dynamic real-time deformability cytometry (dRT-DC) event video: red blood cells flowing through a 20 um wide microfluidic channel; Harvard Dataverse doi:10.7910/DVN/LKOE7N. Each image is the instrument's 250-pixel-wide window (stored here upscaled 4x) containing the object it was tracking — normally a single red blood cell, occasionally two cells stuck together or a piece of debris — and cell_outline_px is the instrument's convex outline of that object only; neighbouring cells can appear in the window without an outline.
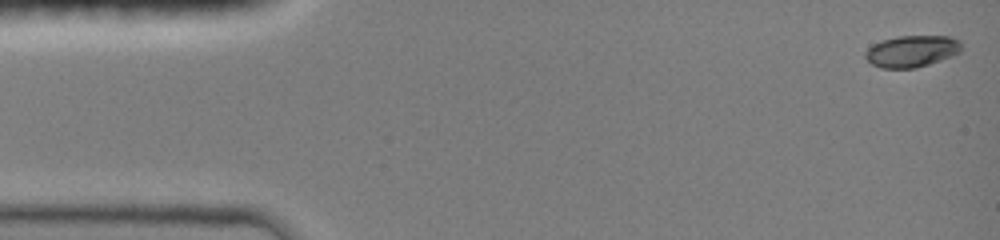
{"species": "common noctule bat (a hibernating species)", "species_latin": "Nyctalus noctula", "temperature_condition": "room temperature", "stored_images_in_passage": 47, "camera_frame_rate_fps": 3000, "um_per_image_px": 0.085, "animal": {"sex": "female", "body_mass_g": 19.0, "forearm_length_mm": 51.5}, "frame": {"image": 1, "passage_image": 1, "time_ms": 0.0, "image_size_px": [1000, 240], "cell_outline_px": [[960, 52], [940, 60], [916, 68], [880, 68], [872, 64], [864, 56], [864, 52], [872, 44], [884, 40], [900, 36], [948, 36], [960, 40]], "centroid_in_image_um": [77.47, 4.35], "position_along_channel_um": 7.5, "area_um2": 17.57}}
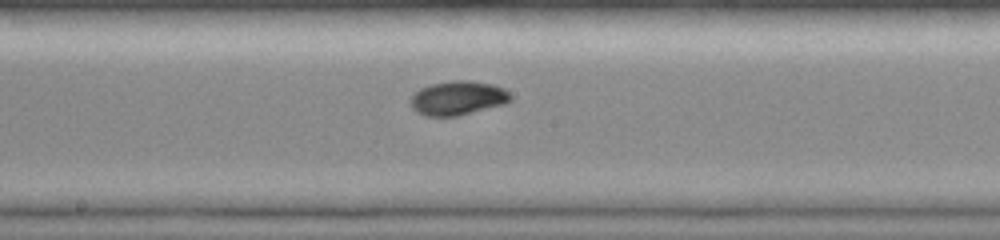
{"frame": {"image": 2, "passage_image": 25, "time_ms": 8.0, "image_size_px": [1000, 240], "cell_outline_px": [[512, 100], [504, 104], [456, 116], [424, 116], [416, 112], [412, 108], [412, 96], [420, 88], [432, 84], [452, 80], [472, 80], [492, 84], [504, 88], [512, 96]], "centroid_in_image_um": [38.94, 8.33], "position_along_channel_um": 209.3, "area_um2": 19.83}}
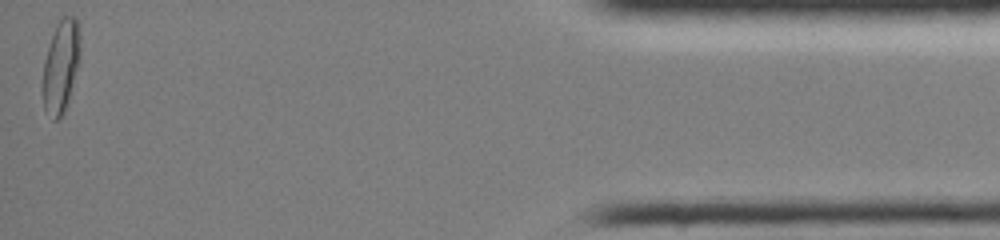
{"frame": {"image": 3, "passage_image": 47, "time_ms": 15.333, "image_size_px": [1000, 240], "cell_outline_px": [[80, 60], [64, 112], [56, 120], [52, 120], [44, 108], [40, 92], [40, 88], [44, 60], [56, 24], [64, 16], [76, 16], [80, 28]], "centroid_in_image_um": [5.15, 5.63], "position_along_channel_um": 430.0, "area_um2": 20.63}, "authors_computed_cell_mechanics": {"area_um2": 18.7272, "velocity_mm_per_s": 4.0337, "shape_relaxation_time_tau1_ms": 5.9505, "shape_relaxation_time_tau2_ms": 2.1729, "deformation_change_tau1": 0.1748, "deformation_change_tau2": 0.032}}